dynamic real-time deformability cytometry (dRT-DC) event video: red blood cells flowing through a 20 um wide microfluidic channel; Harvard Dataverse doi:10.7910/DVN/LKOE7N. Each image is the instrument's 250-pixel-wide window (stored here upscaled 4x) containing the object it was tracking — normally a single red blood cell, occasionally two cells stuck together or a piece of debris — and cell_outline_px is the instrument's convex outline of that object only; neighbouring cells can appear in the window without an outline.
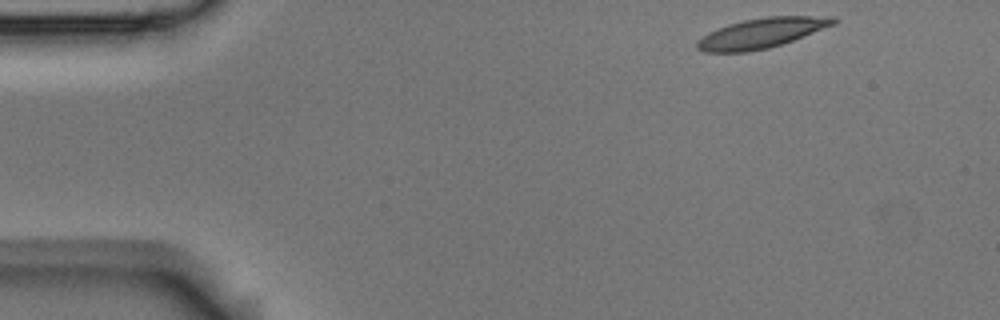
{"species": "Egyptian fruit bat (a non-hibernating species)", "species_latin": "Rousettus aegyptiacus", "temperature_condition": "room temperature", "stored_images_in_passage": 49, "camera_frame_rate_fps": 3000, "um_per_image_px": 0.085, "animal": {"sex": "male"}, "frame": {"image": 1, "passage_image": 1, "time_ms": 0.0, "image_size_px": [1000, 320], "cell_outline_px": [[840, 20], [836, 24], [804, 36], [768, 48], [748, 52], [704, 52], [696, 48], [696, 40], [708, 32], [728, 24], [744, 20], [768, 16], [836, 16]], "centroid_in_image_um": [64.74, 2.8], "position_along_channel_um": 20.3, "area_um2": 23.93}}
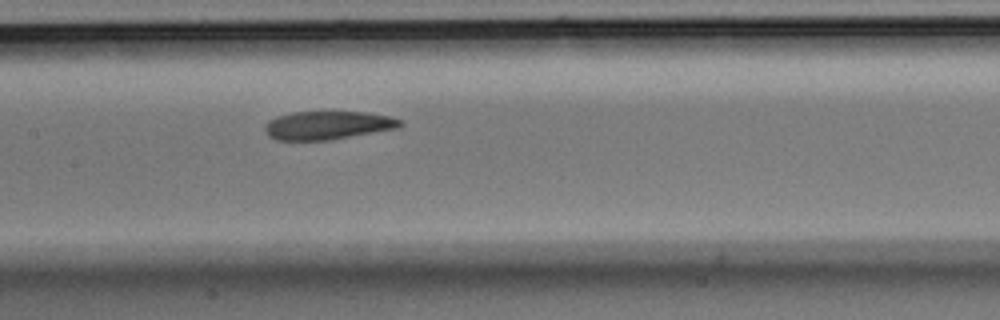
{"frame": {"image": 2, "passage_image": 21, "time_ms": 6.667, "image_size_px": [1000, 320], "cell_outline_px": [[404, 124], [400, 128], [328, 140], [276, 140], [268, 136], [264, 132], [264, 124], [268, 120], [276, 116], [292, 112], [368, 112], [388, 116], [404, 120]], "centroid_in_image_um": [27.85, 10.65], "position_along_channel_um": 179.5, "area_um2": 22.66}}
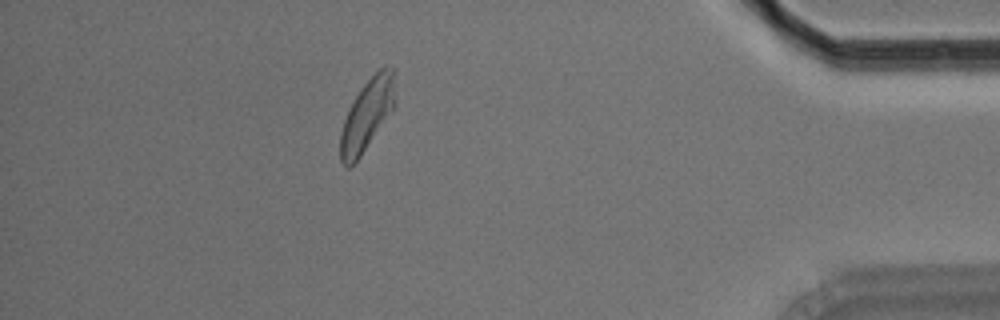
{"frame": {"image": 3, "passage_image": 43, "time_ms": 14.0, "image_size_px": [1000, 320], "cell_outline_px": [[392, 112], [360, 156], [348, 168], [340, 160], [340, 136], [344, 120], [356, 96], [364, 84], [380, 68], [392, 68]], "centroid_in_image_um": [31.15, 9.84], "position_along_channel_um": 404.1, "area_um2": 21.56}, "authors_computed_cell_mechanics": {"area_um2": 23.409, "velocity_mm_per_s": 3.6762, "shape_relaxation_time_tau1_ms": 5.8385, "shape_relaxation_time_tau2_ms": 3.0551, "deformation_change_tau1": 0.1797, "deformation_change_tau2": 0.1123}}